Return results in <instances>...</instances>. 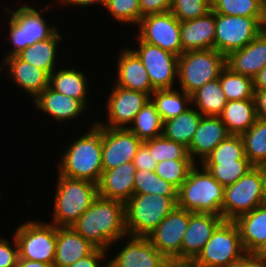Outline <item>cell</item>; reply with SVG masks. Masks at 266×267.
Here are the masks:
<instances>
[{"instance_id": "cell-1", "label": "cell", "mask_w": 266, "mask_h": 267, "mask_svg": "<svg viewBox=\"0 0 266 267\" xmlns=\"http://www.w3.org/2000/svg\"><path fill=\"white\" fill-rule=\"evenodd\" d=\"M72 227L96 248L107 250L120 238L128 237L125 203L98 196Z\"/></svg>"}, {"instance_id": "cell-2", "label": "cell", "mask_w": 266, "mask_h": 267, "mask_svg": "<svg viewBox=\"0 0 266 267\" xmlns=\"http://www.w3.org/2000/svg\"><path fill=\"white\" fill-rule=\"evenodd\" d=\"M88 132L66 149L59 175L98 184L103 172L102 126L95 122Z\"/></svg>"}, {"instance_id": "cell-3", "label": "cell", "mask_w": 266, "mask_h": 267, "mask_svg": "<svg viewBox=\"0 0 266 267\" xmlns=\"http://www.w3.org/2000/svg\"><path fill=\"white\" fill-rule=\"evenodd\" d=\"M195 164L178 189L177 207L192 213H211L222 216L224 186L218 183L203 166Z\"/></svg>"}, {"instance_id": "cell-4", "label": "cell", "mask_w": 266, "mask_h": 267, "mask_svg": "<svg viewBox=\"0 0 266 267\" xmlns=\"http://www.w3.org/2000/svg\"><path fill=\"white\" fill-rule=\"evenodd\" d=\"M53 222L56 227H70L98 197L96 183L58 174Z\"/></svg>"}, {"instance_id": "cell-5", "label": "cell", "mask_w": 266, "mask_h": 267, "mask_svg": "<svg viewBox=\"0 0 266 267\" xmlns=\"http://www.w3.org/2000/svg\"><path fill=\"white\" fill-rule=\"evenodd\" d=\"M178 196L133 194L125 203L127 235L147 237L177 206Z\"/></svg>"}, {"instance_id": "cell-6", "label": "cell", "mask_w": 266, "mask_h": 267, "mask_svg": "<svg viewBox=\"0 0 266 267\" xmlns=\"http://www.w3.org/2000/svg\"><path fill=\"white\" fill-rule=\"evenodd\" d=\"M225 66V56L215 49L185 51L178 57L181 91L192 95L207 82L219 78Z\"/></svg>"}, {"instance_id": "cell-7", "label": "cell", "mask_w": 266, "mask_h": 267, "mask_svg": "<svg viewBox=\"0 0 266 267\" xmlns=\"http://www.w3.org/2000/svg\"><path fill=\"white\" fill-rule=\"evenodd\" d=\"M245 253L236 223L224 220L188 267H228Z\"/></svg>"}, {"instance_id": "cell-8", "label": "cell", "mask_w": 266, "mask_h": 267, "mask_svg": "<svg viewBox=\"0 0 266 267\" xmlns=\"http://www.w3.org/2000/svg\"><path fill=\"white\" fill-rule=\"evenodd\" d=\"M5 10L11 14L9 37L14 46L5 57L17 55L28 46L49 39L57 32V28L48 26L41 13L32 6L24 5L14 11L7 8Z\"/></svg>"}, {"instance_id": "cell-9", "label": "cell", "mask_w": 266, "mask_h": 267, "mask_svg": "<svg viewBox=\"0 0 266 267\" xmlns=\"http://www.w3.org/2000/svg\"><path fill=\"white\" fill-rule=\"evenodd\" d=\"M19 259L53 264L55 259L57 227L54 224L29 221L20 224L14 233Z\"/></svg>"}, {"instance_id": "cell-10", "label": "cell", "mask_w": 266, "mask_h": 267, "mask_svg": "<svg viewBox=\"0 0 266 267\" xmlns=\"http://www.w3.org/2000/svg\"><path fill=\"white\" fill-rule=\"evenodd\" d=\"M263 204L261 174L259 168L254 166L237 182L224 187L222 217L234 221Z\"/></svg>"}, {"instance_id": "cell-11", "label": "cell", "mask_w": 266, "mask_h": 267, "mask_svg": "<svg viewBox=\"0 0 266 267\" xmlns=\"http://www.w3.org/2000/svg\"><path fill=\"white\" fill-rule=\"evenodd\" d=\"M262 17H242L215 13L214 49L225 57L244 48L261 32Z\"/></svg>"}, {"instance_id": "cell-12", "label": "cell", "mask_w": 266, "mask_h": 267, "mask_svg": "<svg viewBox=\"0 0 266 267\" xmlns=\"http://www.w3.org/2000/svg\"><path fill=\"white\" fill-rule=\"evenodd\" d=\"M138 37L147 43L156 45L178 57L182 50L180 40V21L171 11L145 15L141 18Z\"/></svg>"}, {"instance_id": "cell-13", "label": "cell", "mask_w": 266, "mask_h": 267, "mask_svg": "<svg viewBox=\"0 0 266 267\" xmlns=\"http://www.w3.org/2000/svg\"><path fill=\"white\" fill-rule=\"evenodd\" d=\"M189 223V211L175 207L147 236L168 260L181 263V245Z\"/></svg>"}, {"instance_id": "cell-14", "label": "cell", "mask_w": 266, "mask_h": 267, "mask_svg": "<svg viewBox=\"0 0 266 267\" xmlns=\"http://www.w3.org/2000/svg\"><path fill=\"white\" fill-rule=\"evenodd\" d=\"M139 49L133 50L147 70L155 90L173 89L178 74V56L160 47L144 42L137 37Z\"/></svg>"}, {"instance_id": "cell-15", "label": "cell", "mask_w": 266, "mask_h": 267, "mask_svg": "<svg viewBox=\"0 0 266 267\" xmlns=\"http://www.w3.org/2000/svg\"><path fill=\"white\" fill-rule=\"evenodd\" d=\"M128 128H107L102 126V166L103 170L116 168L133 162L142 144Z\"/></svg>"}, {"instance_id": "cell-16", "label": "cell", "mask_w": 266, "mask_h": 267, "mask_svg": "<svg viewBox=\"0 0 266 267\" xmlns=\"http://www.w3.org/2000/svg\"><path fill=\"white\" fill-rule=\"evenodd\" d=\"M111 90L107 103L108 124L97 123L107 128H127L128 123H132L136 114L141 110L145 103L150 100L146 93L126 89L121 86H114ZM126 125V126H125Z\"/></svg>"}, {"instance_id": "cell-17", "label": "cell", "mask_w": 266, "mask_h": 267, "mask_svg": "<svg viewBox=\"0 0 266 267\" xmlns=\"http://www.w3.org/2000/svg\"><path fill=\"white\" fill-rule=\"evenodd\" d=\"M223 221L222 216L215 214L189 212V223L181 245V263L189 265Z\"/></svg>"}, {"instance_id": "cell-18", "label": "cell", "mask_w": 266, "mask_h": 267, "mask_svg": "<svg viewBox=\"0 0 266 267\" xmlns=\"http://www.w3.org/2000/svg\"><path fill=\"white\" fill-rule=\"evenodd\" d=\"M130 241L108 267H164L169 261L153 246L148 237L131 236Z\"/></svg>"}, {"instance_id": "cell-19", "label": "cell", "mask_w": 266, "mask_h": 267, "mask_svg": "<svg viewBox=\"0 0 266 267\" xmlns=\"http://www.w3.org/2000/svg\"><path fill=\"white\" fill-rule=\"evenodd\" d=\"M225 65L232 72L253 79L266 66V35L260 32L244 48L228 54Z\"/></svg>"}, {"instance_id": "cell-20", "label": "cell", "mask_w": 266, "mask_h": 267, "mask_svg": "<svg viewBox=\"0 0 266 267\" xmlns=\"http://www.w3.org/2000/svg\"><path fill=\"white\" fill-rule=\"evenodd\" d=\"M231 134L219 116H202L193 136L188 153L192 161L196 164V156L199 155L201 163L206 157Z\"/></svg>"}, {"instance_id": "cell-21", "label": "cell", "mask_w": 266, "mask_h": 267, "mask_svg": "<svg viewBox=\"0 0 266 267\" xmlns=\"http://www.w3.org/2000/svg\"><path fill=\"white\" fill-rule=\"evenodd\" d=\"M135 173L133 162L103 170L97 184L98 196L126 203L134 194Z\"/></svg>"}, {"instance_id": "cell-22", "label": "cell", "mask_w": 266, "mask_h": 267, "mask_svg": "<svg viewBox=\"0 0 266 267\" xmlns=\"http://www.w3.org/2000/svg\"><path fill=\"white\" fill-rule=\"evenodd\" d=\"M215 33V13L212 10L204 16L180 22L182 50L214 49Z\"/></svg>"}, {"instance_id": "cell-23", "label": "cell", "mask_w": 266, "mask_h": 267, "mask_svg": "<svg viewBox=\"0 0 266 267\" xmlns=\"http://www.w3.org/2000/svg\"><path fill=\"white\" fill-rule=\"evenodd\" d=\"M119 57L115 84L151 96L155 89L151 85L147 70L133 49H124Z\"/></svg>"}, {"instance_id": "cell-24", "label": "cell", "mask_w": 266, "mask_h": 267, "mask_svg": "<svg viewBox=\"0 0 266 267\" xmlns=\"http://www.w3.org/2000/svg\"><path fill=\"white\" fill-rule=\"evenodd\" d=\"M96 247L78 234L72 226L57 227L54 267H68L89 255Z\"/></svg>"}, {"instance_id": "cell-25", "label": "cell", "mask_w": 266, "mask_h": 267, "mask_svg": "<svg viewBox=\"0 0 266 267\" xmlns=\"http://www.w3.org/2000/svg\"><path fill=\"white\" fill-rule=\"evenodd\" d=\"M234 222L245 252L256 254L266 244V205L240 215Z\"/></svg>"}, {"instance_id": "cell-26", "label": "cell", "mask_w": 266, "mask_h": 267, "mask_svg": "<svg viewBox=\"0 0 266 267\" xmlns=\"http://www.w3.org/2000/svg\"><path fill=\"white\" fill-rule=\"evenodd\" d=\"M3 62L9 67L7 71L12 79L34 99L49 86L50 75L45 70L21 60L17 55L6 57Z\"/></svg>"}, {"instance_id": "cell-27", "label": "cell", "mask_w": 266, "mask_h": 267, "mask_svg": "<svg viewBox=\"0 0 266 267\" xmlns=\"http://www.w3.org/2000/svg\"><path fill=\"white\" fill-rule=\"evenodd\" d=\"M38 109L59 121L71 120L83 113L86 105L81 101L46 87L35 99Z\"/></svg>"}, {"instance_id": "cell-28", "label": "cell", "mask_w": 266, "mask_h": 267, "mask_svg": "<svg viewBox=\"0 0 266 267\" xmlns=\"http://www.w3.org/2000/svg\"><path fill=\"white\" fill-rule=\"evenodd\" d=\"M231 135H242L258 119L254 99L227 101L219 115Z\"/></svg>"}, {"instance_id": "cell-29", "label": "cell", "mask_w": 266, "mask_h": 267, "mask_svg": "<svg viewBox=\"0 0 266 267\" xmlns=\"http://www.w3.org/2000/svg\"><path fill=\"white\" fill-rule=\"evenodd\" d=\"M202 116L197 109L189 107L184 113L163 122L162 135L188 148Z\"/></svg>"}, {"instance_id": "cell-30", "label": "cell", "mask_w": 266, "mask_h": 267, "mask_svg": "<svg viewBox=\"0 0 266 267\" xmlns=\"http://www.w3.org/2000/svg\"><path fill=\"white\" fill-rule=\"evenodd\" d=\"M61 38L59 32H56L51 38L38 41L34 45L28 46L17 54V56L21 60L45 70L50 75L55 70L57 44Z\"/></svg>"}, {"instance_id": "cell-31", "label": "cell", "mask_w": 266, "mask_h": 267, "mask_svg": "<svg viewBox=\"0 0 266 267\" xmlns=\"http://www.w3.org/2000/svg\"><path fill=\"white\" fill-rule=\"evenodd\" d=\"M86 77L75 68L61 69L49 76V87L56 92L81 100L85 105L87 96Z\"/></svg>"}, {"instance_id": "cell-32", "label": "cell", "mask_w": 266, "mask_h": 267, "mask_svg": "<svg viewBox=\"0 0 266 267\" xmlns=\"http://www.w3.org/2000/svg\"><path fill=\"white\" fill-rule=\"evenodd\" d=\"M191 101L203 116H219L227 103L219 78L207 82L191 95Z\"/></svg>"}, {"instance_id": "cell-33", "label": "cell", "mask_w": 266, "mask_h": 267, "mask_svg": "<svg viewBox=\"0 0 266 267\" xmlns=\"http://www.w3.org/2000/svg\"><path fill=\"white\" fill-rule=\"evenodd\" d=\"M181 93L177 89H163L155 90L151 94L150 99L155 104L156 110L163 122L184 113L189 109L186 107V104L187 106L189 103L193 104L191 95L184 91Z\"/></svg>"}, {"instance_id": "cell-34", "label": "cell", "mask_w": 266, "mask_h": 267, "mask_svg": "<svg viewBox=\"0 0 266 267\" xmlns=\"http://www.w3.org/2000/svg\"><path fill=\"white\" fill-rule=\"evenodd\" d=\"M131 124L134 125L127 128L142 141L161 136L163 132V121L151 99L136 114Z\"/></svg>"}, {"instance_id": "cell-35", "label": "cell", "mask_w": 266, "mask_h": 267, "mask_svg": "<svg viewBox=\"0 0 266 267\" xmlns=\"http://www.w3.org/2000/svg\"><path fill=\"white\" fill-rule=\"evenodd\" d=\"M219 81L227 101L254 99L252 78L232 72L225 66L220 72Z\"/></svg>"}, {"instance_id": "cell-36", "label": "cell", "mask_w": 266, "mask_h": 267, "mask_svg": "<svg viewBox=\"0 0 266 267\" xmlns=\"http://www.w3.org/2000/svg\"><path fill=\"white\" fill-rule=\"evenodd\" d=\"M241 137L249 161L254 166L266 163V120L257 119Z\"/></svg>"}, {"instance_id": "cell-37", "label": "cell", "mask_w": 266, "mask_h": 267, "mask_svg": "<svg viewBox=\"0 0 266 267\" xmlns=\"http://www.w3.org/2000/svg\"><path fill=\"white\" fill-rule=\"evenodd\" d=\"M212 177L224 187L237 182L254 165L249 160L234 162H202V165Z\"/></svg>"}, {"instance_id": "cell-38", "label": "cell", "mask_w": 266, "mask_h": 267, "mask_svg": "<svg viewBox=\"0 0 266 267\" xmlns=\"http://www.w3.org/2000/svg\"><path fill=\"white\" fill-rule=\"evenodd\" d=\"M134 194H154L178 196V189L159 177L154 171L136 170L134 176Z\"/></svg>"}, {"instance_id": "cell-39", "label": "cell", "mask_w": 266, "mask_h": 267, "mask_svg": "<svg viewBox=\"0 0 266 267\" xmlns=\"http://www.w3.org/2000/svg\"><path fill=\"white\" fill-rule=\"evenodd\" d=\"M265 0H211V10L217 14L263 17Z\"/></svg>"}, {"instance_id": "cell-40", "label": "cell", "mask_w": 266, "mask_h": 267, "mask_svg": "<svg viewBox=\"0 0 266 267\" xmlns=\"http://www.w3.org/2000/svg\"><path fill=\"white\" fill-rule=\"evenodd\" d=\"M157 162L163 160H192L185 145L165 138L163 135L143 141Z\"/></svg>"}, {"instance_id": "cell-41", "label": "cell", "mask_w": 266, "mask_h": 267, "mask_svg": "<svg viewBox=\"0 0 266 267\" xmlns=\"http://www.w3.org/2000/svg\"><path fill=\"white\" fill-rule=\"evenodd\" d=\"M235 160H249L245 156L241 135H230L221 141L203 162H234Z\"/></svg>"}, {"instance_id": "cell-42", "label": "cell", "mask_w": 266, "mask_h": 267, "mask_svg": "<svg viewBox=\"0 0 266 267\" xmlns=\"http://www.w3.org/2000/svg\"><path fill=\"white\" fill-rule=\"evenodd\" d=\"M194 165L192 160H163L157 163L154 172L179 189Z\"/></svg>"}, {"instance_id": "cell-43", "label": "cell", "mask_w": 266, "mask_h": 267, "mask_svg": "<svg viewBox=\"0 0 266 267\" xmlns=\"http://www.w3.org/2000/svg\"><path fill=\"white\" fill-rule=\"evenodd\" d=\"M105 8L120 23H140L141 11L139 0H104Z\"/></svg>"}, {"instance_id": "cell-44", "label": "cell", "mask_w": 266, "mask_h": 267, "mask_svg": "<svg viewBox=\"0 0 266 267\" xmlns=\"http://www.w3.org/2000/svg\"><path fill=\"white\" fill-rule=\"evenodd\" d=\"M170 11L180 22L192 20L211 11V0H172Z\"/></svg>"}, {"instance_id": "cell-45", "label": "cell", "mask_w": 266, "mask_h": 267, "mask_svg": "<svg viewBox=\"0 0 266 267\" xmlns=\"http://www.w3.org/2000/svg\"><path fill=\"white\" fill-rule=\"evenodd\" d=\"M14 238V247H11L9 241L0 237V267H16L19 260V250L16 238Z\"/></svg>"}, {"instance_id": "cell-46", "label": "cell", "mask_w": 266, "mask_h": 267, "mask_svg": "<svg viewBox=\"0 0 266 267\" xmlns=\"http://www.w3.org/2000/svg\"><path fill=\"white\" fill-rule=\"evenodd\" d=\"M157 163L158 162L154 159L153 153H151L149 147L142 142L133 160L136 170L144 169L155 171Z\"/></svg>"}, {"instance_id": "cell-47", "label": "cell", "mask_w": 266, "mask_h": 267, "mask_svg": "<svg viewBox=\"0 0 266 267\" xmlns=\"http://www.w3.org/2000/svg\"><path fill=\"white\" fill-rule=\"evenodd\" d=\"M139 4L142 18L145 15L170 11L172 0H139Z\"/></svg>"}, {"instance_id": "cell-48", "label": "cell", "mask_w": 266, "mask_h": 267, "mask_svg": "<svg viewBox=\"0 0 266 267\" xmlns=\"http://www.w3.org/2000/svg\"><path fill=\"white\" fill-rule=\"evenodd\" d=\"M105 251L107 250L95 248L89 255L81 258L68 267H108V263L105 264V266L99 265L101 264L100 260H103L106 256Z\"/></svg>"}, {"instance_id": "cell-49", "label": "cell", "mask_w": 266, "mask_h": 267, "mask_svg": "<svg viewBox=\"0 0 266 267\" xmlns=\"http://www.w3.org/2000/svg\"><path fill=\"white\" fill-rule=\"evenodd\" d=\"M228 267H266L257 254L245 253L240 259L234 261Z\"/></svg>"}, {"instance_id": "cell-50", "label": "cell", "mask_w": 266, "mask_h": 267, "mask_svg": "<svg viewBox=\"0 0 266 267\" xmlns=\"http://www.w3.org/2000/svg\"><path fill=\"white\" fill-rule=\"evenodd\" d=\"M254 101L257 118L266 120V90H255Z\"/></svg>"}, {"instance_id": "cell-51", "label": "cell", "mask_w": 266, "mask_h": 267, "mask_svg": "<svg viewBox=\"0 0 266 267\" xmlns=\"http://www.w3.org/2000/svg\"><path fill=\"white\" fill-rule=\"evenodd\" d=\"M254 91L266 90V66L253 78Z\"/></svg>"}, {"instance_id": "cell-52", "label": "cell", "mask_w": 266, "mask_h": 267, "mask_svg": "<svg viewBox=\"0 0 266 267\" xmlns=\"http://www.w3.org/2000/svg\"><path fill=\"white\" fill-rule=\"evenodd\" d=\"M16 267H54L53 264H47L40 261L19 259Z\"/></svg>"}, {"instance_id": "cell-53", "label": "cell", "mask_w": 266, "mask_h": 267, "mask_svg": "<svg viewBox=\"0 0 266 267\" xmlns=\"http://www.w3.org/2000/svg\"><path fill=\"white\" fill-rule=\"evenodd\" d=\"M61 3H63V5H66V4H72L74 6H89L91 4H104V0H60Z\"/></svg>"}, {"instance_id": "cell-54", "label": "cell", "mask_w": 266, "mask_h": 267, "mask_svg": "<svg viewBox=\"0 0 266 267\" xmlns=\"http://www.w3.org/2000/svg\"><path fill=\"white\" fill-rule=\"evenodd\" d=\"M260 170L261 179H262V192H263V202L266 205V163L257 165Z\"/></svg>"}, {"instance_id": "cell-55", "label": "cell", "mask_w": 266, "mask_h": 267, "mask_svg": "<svg viewBox=\"0 0 266 267\" xmlns=\"http://www.w3.org/2000/svg\"><path fill=\"white\" fill-rule=\"evenodd\" d=\"M261 32L266 35V0L263 7V17L261 21Z\"/></svg>"}, {"instance_id": "cell-56", "label": "cell", "mask_w": 266, "mask_h": 267, "mask_svg": "<svg viewBox=\"0 0 266 267\" xmlns=\"http://www.w3.org/2000/svg\"><path fill=\"white\" fill-rule=\"evenodd\" d=\"M260 260L266 265V244L256 253Z\"/></svg>"}, {"instance_id": "cell-57", "label": "cell", "mask_w": 266, "mask_h": 267, "mask_svg": "<svg viewBox=\"0 0 266 267\" xmlns=\"http://www.w3.org/2000/svg\"><path fill=\"white\" fill-rule=\"evenodd\" d=\"M164 267H188V265L175 261H169Z\"/></svg>"}]
</instances>
